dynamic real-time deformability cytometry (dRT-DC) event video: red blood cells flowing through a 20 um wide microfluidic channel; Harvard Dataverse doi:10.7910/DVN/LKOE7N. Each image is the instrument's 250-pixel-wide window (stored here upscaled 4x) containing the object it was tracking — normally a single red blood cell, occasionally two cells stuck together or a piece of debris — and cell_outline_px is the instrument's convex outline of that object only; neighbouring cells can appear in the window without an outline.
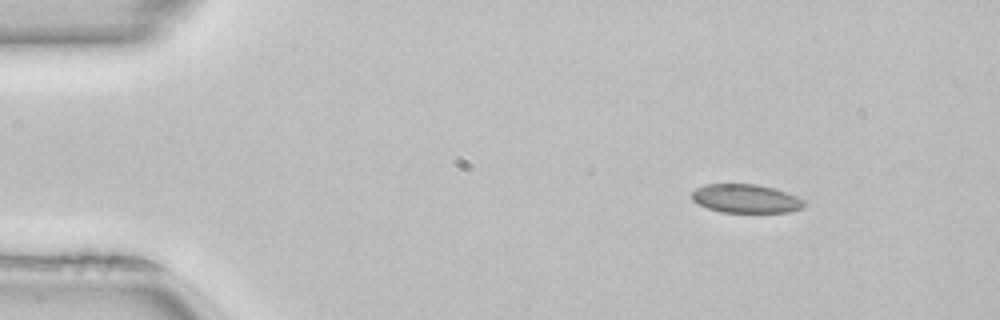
{"species": "common noctule bat (a hibernating species)", "species_latin": "Nyctalus noctula", "temperature_condition": "room temperature", "stored_images_in_passage": 45, "camera_frame_rate_fps": 3000, "um_per_image_px": 0.085, "animal": {"sex": "female", "body_mass_g": 22.7, "forearm_length_mm": 54.2}, "frame": {"image": 1, "passage_image": 1, "time_ms": 0.0, "image_size_px": [1000, 320], "cell_outline_px": [[804, 204], [800, 208], [788, 212], [720, 212], [708, 208], [692, 200], [692, 192], [696, 188], [708, 184], [756, 184], [772, 188], [796, 196], [804, 200]], "centroid_in_image_um": [63.36, 16.88], "position_along_channel_um": 21.6, "area_um2": 18.44}}
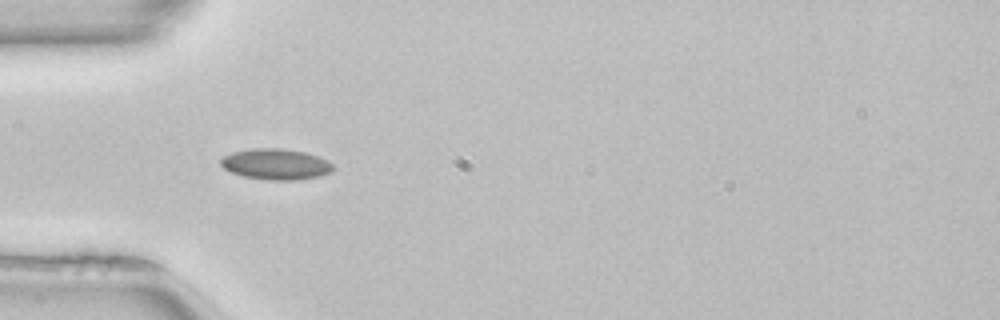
{"frame": {"image": 2, "passage_image": 10, "time_ms": 3.0, "image_size_px": [1000, 320], "cell_outline_px": [[336, 168], [332, 172], [320, 176], [296, 180], [268, 180], [244, 176], [232, 172], [224, 168], [220, 164], [220, 156], [232, 152], [248, 148], [280, 148], [304, 152], [320, 156], [328, 160]], "centroid_in_image_um": [23.46, 13.94], "position_along_channel_um": 61.5, "area_um2": 20.52}}
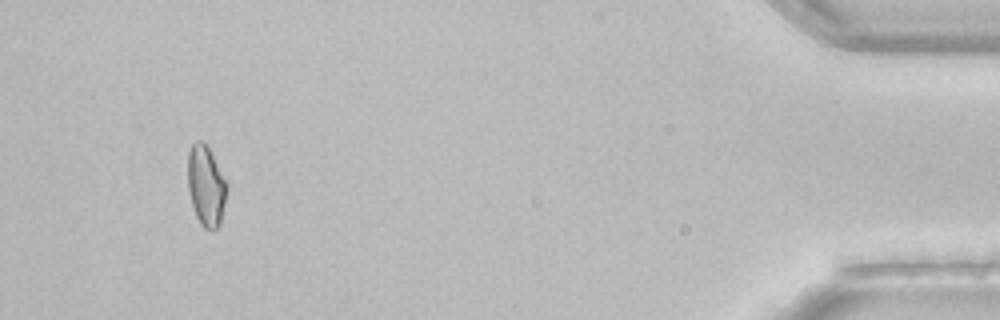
{"frame": {"image": 3, "passage_image": 42, "time_ms": 13.667, "image_size_px": [1000, 320], "cell_outline_px": [[228, 188], [220, 224], [212, 232], [204, 228], [200, 224], [196, 216], [192, 204], [188, 188], [188, 152], [192, 144], [196, 140], [204, 140], [228, 184]], "centroid_in_image_um": [17.52, 15.8], "position_along_channel_um": 417.7, "area_um2": 18.44}, "authors_computed_cell_mechanics": {"area_um2": 18.6694, "velocity_mm_per_s": 4.0564, "shape_relaxation_time_tau1_ms": null, "shape_relaxation_time_tau2_ms": 2.7778, "deformation_change_tau1": null, "deformation_change_tau2": 0.0662}}